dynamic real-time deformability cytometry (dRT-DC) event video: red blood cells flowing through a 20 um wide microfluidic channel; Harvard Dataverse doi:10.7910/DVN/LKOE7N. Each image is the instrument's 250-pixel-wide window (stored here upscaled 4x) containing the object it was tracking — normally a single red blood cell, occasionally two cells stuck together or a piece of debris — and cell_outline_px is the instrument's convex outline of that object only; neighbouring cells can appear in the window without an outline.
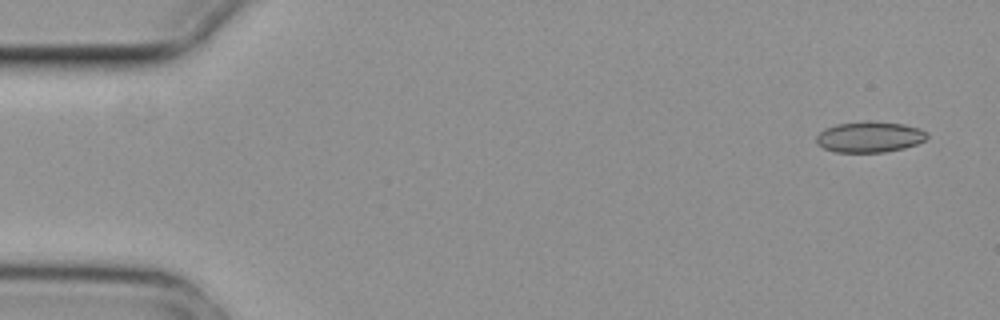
{"species": "common noctule bat (a hibernating species)", "species_latin": "Nyctalus noctula", "temperature_condition": "cold", "stored_images_in_passage": 4, "camera_frame_rate_fps": 3000, "um_per_image_px": 0.085, "animal": {"sex": "female", "body_mass_g": 29.2, "forearm_length_mm": 56.3}, "frame": {"image": 1, "passage_image": 1, "time_ms": 0.0, "image_size_px": [1000, 320], "cell_outline_px": [[928, 136], [924, 140], [916, 144], [904, 148], [884, 152], [836, 152], [824, 148], [816, 144], [816, 136], [824, 128], [836, 124], [904, 124], [920, 128], [928, 132]], "centroid_in_image_um": [73.91, 11.69], "position_along_channel_um": 11.1, "area_um2": 19.13}}